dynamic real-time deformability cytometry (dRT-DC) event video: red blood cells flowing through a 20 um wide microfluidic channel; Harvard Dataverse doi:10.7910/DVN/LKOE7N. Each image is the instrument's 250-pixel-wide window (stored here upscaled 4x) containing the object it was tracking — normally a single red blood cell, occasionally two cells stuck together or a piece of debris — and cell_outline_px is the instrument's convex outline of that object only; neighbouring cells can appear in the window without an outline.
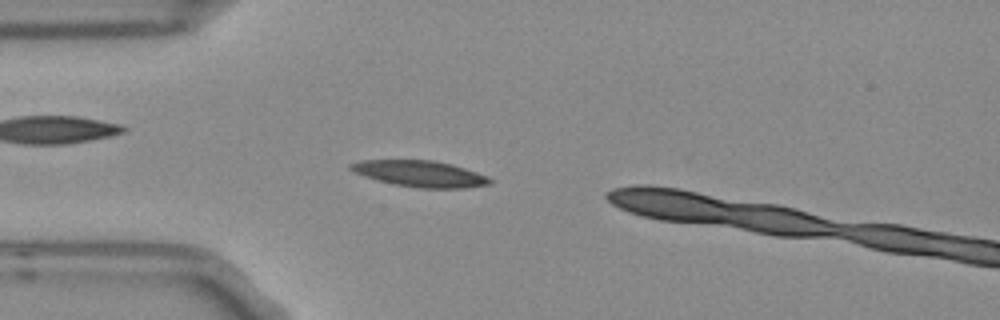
{"species": "Egyptian fruit bat (a non-hibernating species)", "species_latin": "Rousettus aegyptiacus", "temperature_condition": "room temperature", "stored_images_in_passage": 1, "camera_frame_rate_fps": 3000, "um_per_image_px": 0.085, "frame": {"image": 1, "passage_image": 1, "time_ms": 0.0, "image_size_px": [1000, 320], "cell_outline_px": [[492, 184], [464, 188], [420, 188], [396, 184], [364, 176], [348, 168], [348, 164], [360, 160], [432, 160], [452, 164], [488, 176], [492, 180]], "centroid_in_image_um": [35.73, 14.76], "position_along_channel_um": 49.3, "area_um2": 21.1}}